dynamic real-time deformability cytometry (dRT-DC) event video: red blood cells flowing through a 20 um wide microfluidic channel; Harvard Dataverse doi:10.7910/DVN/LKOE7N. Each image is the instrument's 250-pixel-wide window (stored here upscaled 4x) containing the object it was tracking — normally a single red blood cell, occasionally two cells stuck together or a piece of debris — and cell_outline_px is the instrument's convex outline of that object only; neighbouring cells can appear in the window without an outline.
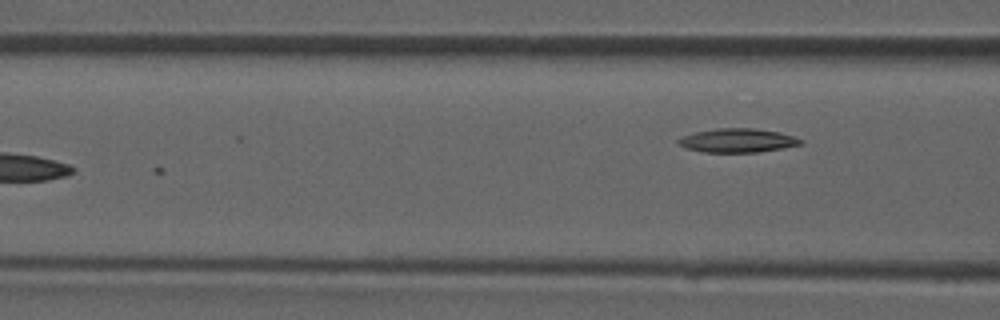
{"species": "common noctule bat (a hibernating species)", "species_latin": "Nyctalus noctula", "temperature_condition": "room temperature", "stored_images_in_passage": 22, "camera_frame_rate_fps": 3000, "um_per_image_px": 0.085, "animal": {"sex": "male", "forearm_length_mm": 52.5}, "frame": {"image": 1, "passage_image": 22, "time_ms": 7.0, "image_size_px": [1000, 320], "cell_outline_px": [[804, 144], [756, 152], [704, 152], [688, 148], [680, 144], [676, 140], [692, 132], [720, 128], [756, 128], [780, 132], [804, 140]], "centroid_in_image_um": [62.72, 11.93], "position_along_channel_um": 103.9, "area_um2": 16.88}}